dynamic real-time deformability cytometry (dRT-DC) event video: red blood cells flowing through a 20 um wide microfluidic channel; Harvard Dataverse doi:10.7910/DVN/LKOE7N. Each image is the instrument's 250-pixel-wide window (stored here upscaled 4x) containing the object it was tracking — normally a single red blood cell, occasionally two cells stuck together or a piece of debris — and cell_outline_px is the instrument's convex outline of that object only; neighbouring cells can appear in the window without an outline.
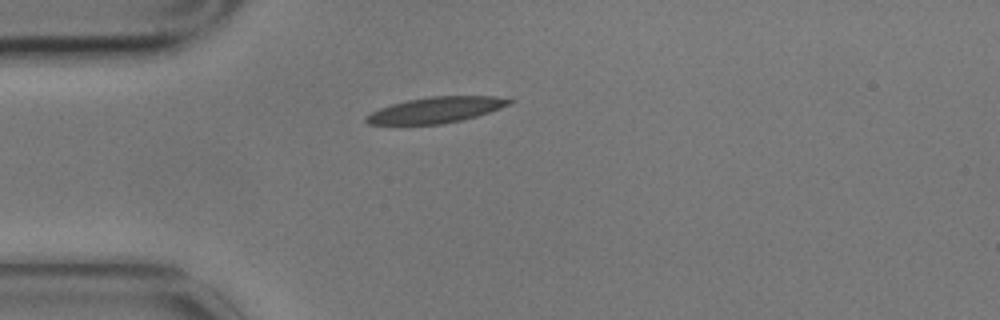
{"species": "common noctule bat (a hibernating species)", "species_latin": "Nyctalus noctula", "temperature_condition": "cold", "stored_images_in_passage": 1, "camera_frame_rate_fps": 3000, "um_per_image_px": 0.085, "animal": {"sex": "male", "body_mass_g": 17.9}, "frame": {"image": 1, "passage_image": 1, "time_ms": 0.0, "image_size_px": [1000, 320], "cell_outline_px": [[516, 100], [512, 104], [476, 116], [460, 120], [440, 124], [368, 124], [364, 120], [364, 116], [380, 108], [392, 104], [408, 100], [432, 96], [492, 96]], "centroid_in_image_um": [37.06, 9.34], "position_along_channel_um": 47.9, "area_um2": 21.33}}